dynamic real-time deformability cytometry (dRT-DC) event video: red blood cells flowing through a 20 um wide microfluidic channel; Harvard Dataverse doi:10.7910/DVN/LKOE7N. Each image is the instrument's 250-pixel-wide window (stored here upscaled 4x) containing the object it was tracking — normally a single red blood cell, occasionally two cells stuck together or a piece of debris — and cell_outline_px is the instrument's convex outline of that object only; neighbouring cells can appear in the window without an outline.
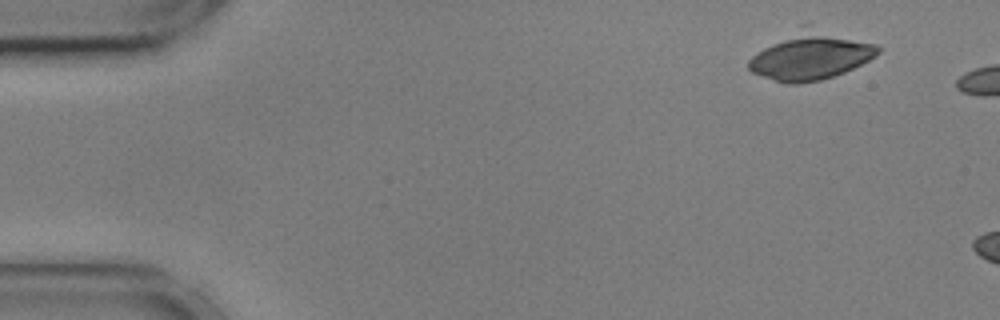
{"species": "common noctule bat (a hibernating species)", "species_latin": "Nyctalus noctula", "temperature_condition": "cold", "stored_images_in_passage": 7, "camera_frame_rate_fps": 3000, "um_per_image_px": 0.085, "animal": {"sex": "male", "body_mass_g": 17.9, "forearm_length_mm": 54.2}, "frame": {"image": 1, "passage_image": 3, "time_ms": 0.667, "image_size_px": [1000, 320], "cell_outline_px": [[880, 52], [876, 56], [844, 72], [820, 80], [776, 80], [752, 72], [748, 68], [748, 60], [752, 56], [800, 24], [808, 24], [876, 44], [880, 48]], "centroid_in_image_um": [68.94, 4.66], "position_along_channel_um": 16.1, "area_um2": 35.2}}